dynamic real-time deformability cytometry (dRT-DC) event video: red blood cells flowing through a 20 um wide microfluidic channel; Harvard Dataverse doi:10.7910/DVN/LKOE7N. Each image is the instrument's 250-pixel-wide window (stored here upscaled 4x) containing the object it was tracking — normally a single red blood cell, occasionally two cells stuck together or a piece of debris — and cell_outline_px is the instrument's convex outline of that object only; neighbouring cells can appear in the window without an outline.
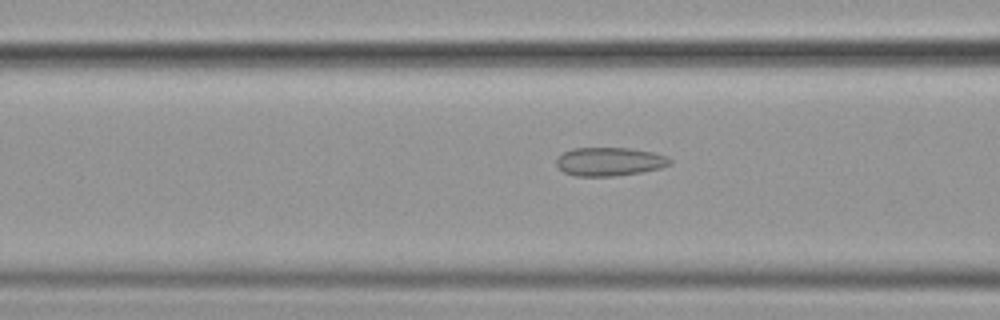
{"species": "common noctule bat (a hibernating species)", "species_latin": "Nyctalus noctula", "temperature_condition": "cold", "stored_images_in_passage": 56, "camera_frame_rate_fps": 3000, "um_per_image_px": 0.085, "animal": {"sex": "female", "body_mass_g": 19.9}, "frame": {"image": 1, "passage_image": 23, "time_ms": 7.333, "image_size_px": [1000, 320], "cell_outline_px": [[672, 164], [660, 168], [640, 172], [612, 176], [576, 176], [564, 172], [556, 164], [556, 160], [564, 152], [572, 148], [632, 148], [652, 152], [664, 156], [672, 160]], "centroid_in_image_um": [51.81, 13.73], "position_along_channel_um": 114.8, "area_um2": 18.73}}
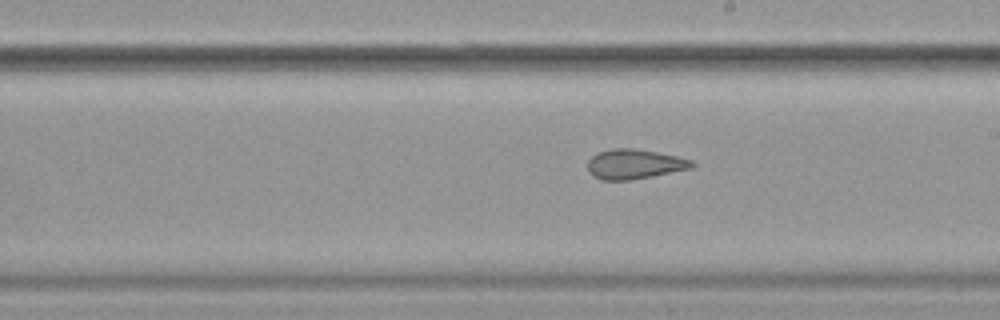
{"frame": {"image": 2, "passage_image": 33, "time_ms": 10.667, "image_size_px": [1000, 320], "cell_outline_px": [[696, 164], [692, 168], [632, 180], [600, 180], [592, 176], [588, 172], [588, 160], [596, 152], [612, 148], [636, 148], [680, 156], [692, 160]], "centroid_in_image_um": [53.92, 13.94], "position_along_channel_um": 235.1, "area_um2": 18.44}}
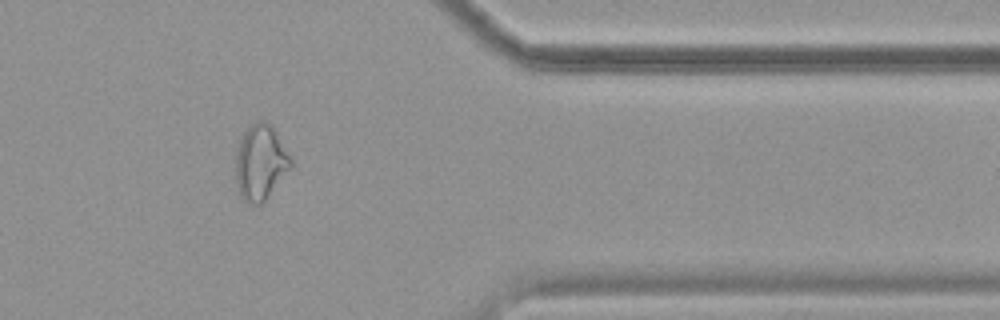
{"frame": {"image": 3, "passage_image": 47, "time_ms": 15.333, "image_size_px": [1000, 320], "cell_outline_px": [[292, 168], [264, 200], [260, 204], [248, 204], [240, 196], [236, 184], [236, 152], [240, 140], [244, 132], [252, 124], [260, 120], [264, 120], [276, 132], [292, 156]], "centroid_in_image_um": [22.16, 13.82], "position_along_channel_um": 389.2, "area_um2": 24.16}, "authors_computed_cell_mechanics": {"area_um2": 22.2241, "velocity_mm_per_s": 3.6191, "shape_relaxation_time_tau1_ms": null, "shape_relaxation_time_tau2_ms": 1.7004, "deformation_change_tau1": null, "deformation_change_tau2": 0.095}}